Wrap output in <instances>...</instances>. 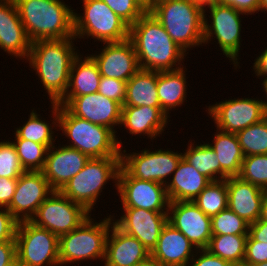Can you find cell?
Masks as SVG:
<instances>
[{
    "label": "cell",
    "mask_w": 267,
    "mask_h": 266,
    "mask_svg": "<svg viewBox=\"0 0 267 266\" xmlns=\"http://www.w3.org/2000/svg\"><path fill=\"white\" fill-rule=\"evenodd\" d=\"M129 39L134 45L140 69L160 72L184 66L186 53L149 11L130 26Z\"/></svg>",
    "instance_id": "cell-1"
},
{
    "label": "cell",
    "mask_w": 267,
    "mask_h": 266,
    "mask_svg": "<svg viewBox=\"0 0 267 266\" xmlns=\"http://www.w3.org/2000/svg\"><path fill=\"white\" fill-rule=\"evenodd\" d=\"M75 40V37L38 40L31 44L26 60L38 74L51 104H57L67 91L72 63L79 54L73 43Z\"/></svg>",
    "instance_id": "cell-2"
},
{
    "label": "cell",
    "mask_w": 267,
    "mask_h": 266,
    "mask_svg": "<svg viewBox=\"0 0 267 266\" xmlns=\"http://www.w3.org/2000/svg\"><path fill=\"white\" fill-rule=\"evenodd\" d=\"M31 42L74 36V10L63 0H14Z\"/></svg>",
    "instance_id": "cell-3"
},
{
    "label": "cell",
    "mask_w": 267,
    "mask_h": 266,
    "mask_svg": "<svg viewBox=\"0 0 267 266\" xmlns=\"http://www.w3.org/2000/svg\"><path fill=\"white\" fill-rule=\"evenodd\" d=\"M148 11L186 54L203 46L204 10L192 0H160Z\"/></svg>",
    "instance_id": "cell-4"
},
{
    "label": "cell",
    "mask_w": 267,
    "mask_h": 266,
    "mask_svg": "<svg viewBox=\"0 0 267 266\" xmlns=\"http://www.w3.org/2000/svg\"><path fill=\"white\" fill-rule=\"evenodd\" d=\"M58 126L69 138L66 146L79 150L89 158L121 157V139L118 140L111 129L76 117L62 105H59Z\"/></svg>",
    "instance_id": "cell-5"
},
{
    "label": "cell",
    "mask_w": 267,
    "mask_h": 266,
    "mask_svg": "<svg viewBox=\"0 0 267 266\" xmlns=\"http://www.w3.org/2000/svg\"><path fill=\"white\" fill-rule=\"evenodd\" d=\"M107 217L98 223L90 216L78 228L59 237L60 266L81 264L89 259L104 261L106 240L113 223V216Z\"/></svg>",
    "instance_id": "cell-6"
},
{
    "label": "cell",
    "mask_w": 267,
    "mask_h": 266,
    "mask_svg": "<svg viewBox=\"0 0 267 266\" xmlns=\"http://www.w3.org/2000/svg\"><path fill=\"white\" fill-rule=\"evenodd\" d=\"M121 157L90 158L84 168L60 190L71 201L93 210L100 193L110 180L117 185ZM108 181V182H107Z\"/></svg>",
    "instance_id": "cell-7"
},
{
    "label": "cell",
    "mask_w": 267,
    "mask_h": 266,
    "mask_svg": "<svg viewBox=\"0 0 267 266\" xmlns=\"http://www.w3.org/2000/svg\"><path fill=\"white\" fill-rule=\"evenodd\" d=\"M84 12L74 10V36L98 42H120L129 38L130 26L102 0H83Z\"/></svg>",
    "instance_id": "cell-8"
},
{
    "label": "cell",
    "mask_w": 267,
    "mask_h": 266,
    "mask_svg": "<svg viewBox=\"0 0 267 266\" xmlns=\"http://www.w3.org/2000/svg\"><path fill=\"white\" fill-rule=\"evenodd\" d=\"M15 240L16 256L22 266H60L59 237L49 230L30 220L20 221Z\"/></svg>",
    "instance_id": "cell-9"
},
{
    "label": "cell",
    "mask_w": 267,
    "mask_h": 266,
    "mask_svg": "<svg viewBox=\"0 0 267 266\" xmlns=\"http://www.w3.org/2000/svg\"><path fill=\"white\" fill-rule=\"evenodd\" d=\"M209 8V18L212 20L209 24L208 18L204 16L203 45L210 43L211 39L216 38L220 50L227 57L234 68L239 66V52L241 45V15H247L231 6L214 4Z\"/></svg>",
    "instance_id": "cell-10"
},
{
    "label": "cell",
    "mask_w": 267,
    "mask_h": 266,
    "mask_svg": "<svg viewBox=\"0 0 267 266\" xmlns=\"http://www.w3.org/2000/svg\"><path fill=\"white\" fill-rule=\"evenodd\" d=\"M91 214L80 204L71 201L60 191H54L30 219L60 237L78 228Z\"/></svg>",
    "instance_id": "cell-11"
},
{
    "label": "cell",
    "mask_w": 267,
    "mask_h": 266,
    "mask_svg": "<svg viewBox=\"0 0 267 266\" xmlns=\"http://www.w3.org/2000/svg\"><path fill=\"white\" fill-rule=\"evenodd\" d=\"M121 166L134 178L144 181H155L166 185L171 174L176 170L182 158V152L171 150L143 149L130 152L121 149ZM169 177V178H167Z\"/></svg>",
    "instance_id": "cell-12"
},
{
    "label": "cell",
    "mask_w": 267,
    "mask_h": 266,
    "mask_svg": "<svg viewBox=\"0 0 267 266\" xmlns=\"http://www.w3.org/2000/svg\"><path fill=\"white\" fill-rule=\"evenodd\" d=\"M216 129L237 133L267 116L262 100L258 98H234L216 102L206 107Z\"/></svg>",
    "instance_id": "cell-13"
},
{
    "label": "cell",
    "mask_w": 267,
    "mask_h": 266,
    "mask_svg": "<svg viewBox=\"0 0 267 266\" xmlns=\"http://www.w3.org/2000/svg\"><path fill=\"white\" fill-rule=\"evenodd\" d=\"M123 208H142L168 212L169 199L165 185L132 177L122 166L115 186Z\"/></svg>",
    "instance_id": "cell-14"
},
{
    "label": "cell",
    "mask_w": 267,
    "mask_h": 266,
    "mask_svg": "<svg viewBox=\"0 0 267 266\" xmlns=\"http://www.w3.org/2000/svg\"><path fill=\"white\" fill-rule=\"evenodd\" d=\"M64 106L72 115L94 124L111 129L115 134L116 128L121 127L122 106L100 93L82 96H64L58 103Z\"/></svg>",
    "instance_id": "cell-15"
},
{
    "label": "cell",
    "mask_w": 267,
    "mask_h": 266,
    "mask_svg": "<svg viewBox=\"0 0 267 266\" xmlns=\"http://www.w3.org/2000/svg\"><path fill=\"white\" fill-rule=\"evenodd\" d=\"M168 223L179 230L196 249H207L212 237L211 218L194 202H169Z\"/></svg>",
    "instance_id": "cell-16"
},
{
    "label": "cell",
    "mask_w": 267,
    "mask_h": 266,
    "mask_svg": "<svg viewBox=\"0 0 267 266\" xmlns=\"http://www.w3.org/2000/svg\"><path fill=\"white\" fill-rule=\"evenodd\" d=\"M53 192L42 171H25L18 178L13 199L7 210L19 222L30 220Z\"/></svg>",
    "instance_id": "cell-17"
},
{
    "label": "cell",
    "mask_w": 267,
    "mask_h": 266,
    "mask_svg": "<svg viewBox=\"0 0 267 266\" xmlns=\"http://www.w3.org/2000/svg\"><path fill=\"white\" fill-rule=\"evenodd\" d=\"M120 219L113 223L126 234L137 238L151 253L163 227L168 222V212H156L142 208H122Z\"/></svg>",
    "instance_id": "cell-18"
},
{
    "label": "cell",
    "mask_w": 267,
    "mask_h": 266,
    "mask_svg": "<svg viewBox=\"0 0 267 266\" xmlns=\"http://www.w3.org/2000/svg\"><path fill=\"white\" fill-rule=\"evenodd\" d=\"M103 48L90 56L97 63L101 76L128 81L140 69L134 45L128 38L120 42L103 43Z\"/></svg>",
    "instance_id": "cell-19"
},
{
    "label": "cell",
    "mask_w": 267,
    "mask_h": 266,
    "mask_svg": "<svg viewBox=\"0 0 267 266\" xmlns=\"http://www.w3.org/2000/svg\"><path fill=\"white\" fill-rule=\"evenodd\" d=\"M89 159L87 155L66 144L62 147L53 145L48 149L42 172L51 188L60 191L84 168Z\"/></svg>",
    "instance_id": "cell-20"
},
{
    "label": "cell",
    "mask_w": 267,
    "mask_h": 266,
    "mask_svg": "<svg viewBox=\"0 0 267 266\" xmlns=\"http://www.w3.org/2000/svg\"><path fill=\"white\" fill-rule=\"evenodd\" d=\"M31 44L15 1H0V49L13 57L26 60Z\"/></svg>",
    "instance_id": "cell-21"
},
{
    "label": "cell",
    "mask_w": 267,
    "mask_h": 266,
    "mask_svg": "<svg viewBox=\"0 0 267 266\" xmlns=\"http://www.w3.org/2000/svg\"><path fill=\"white\" fill-rule=\"evenodd\" d=\"M149 255L151 253L137 238L112 223L106 240L104 266H136Z\"/></svg>",
    "instance_id": "cell-22"
},
{
    "label": "cell",
    "mask_w": 267,
    "mask_h": 266,
    "mask_svg": "<svg viewBox=\"0 0 267 266\" xmlns=\"http://www.w3.org/2000/svg\"><path fill=\"white\" fill-rule=\"evenodd\" d=\"M228 208L248 224L260 218L264 189L240 179L238 176L226 179Z\"/></svg>",
    "instance_id": "cell-23"
},
{
    "label": "cell",
    "mask_w": 267,
    "mask_h": 266,
    "mask_svg": "<svg viewBox=\"0 0 267 266\" xmlns=\"http://www.w3.org/2000/svg\"><path fill=\"white\" fill-rule=\"evenodd\" d=\"M161 107L150 106H122L121 126H124L129 134L145 135L153 141L156 136L164 133L167 123L170 122ZM169 120V121H168Z\"/></svg>",
    "instance_id": "cell-24"
},
{
    "label": "cell",
    "mask_w": 267,
    "mask_h": 266,
    "mask_svg": "<svg viewBox=\"0 0 267 266\" xmlns=\"http://www.w3.org/2000/svg\"><path fill=\"white\" fill-rule=\"evenodd\" d=\"M196 250L179 230L167 222L151 255L163 266H188Z\"/></svg>",
    "instance_id": "cell-25"
},
{
    "label": "cell",
    "mask_w": 267,
    "mask_h": 266,
    "mask_svg": "<svg viewBox=\"0 0 267 266\" xmlns=\"http://www.w3.org/2000/svg\"><path fill=\"white\" fill-rule=\"evenodd\" d=\"M166 187L167 196L172 201H193L211 182L200 174L182 157L171 175Z\"/></svg>",
    "instance_id": "cell-26"
},
{
    "label": "cell",
    "mask_w": 267,
    "mask_h": 266,
    "mask_svg": "<svg viewBox=\"0 0 267 266\" xmlns=\"http://www.w3.org/2000/svg\"><path fill=\"white\" fill-rule=\"evenodd\" d=\"M209 146L214 150L220 162V180L238 176L244 154L239 145L236 133H226L216 130Z\"/></svg>",
    "instance_id": "cell-27"
},
{
    "label": "cell",
    "mask_w": 267,
    "mask_h": 266,
    "mask_svg": "<svg viewBox=\"0 0 267 266\" xmlns=\"http://www.w3.org/2000/svg\"><path fill=\"white\" fill-rule=\"evenodd\" d=\"M185 67V68H184ZM174 71H157V92L162 111L169 116L172 109L184 104L187 94L186 66Z\"/></svg>",
    "instance_id": "cell-28"
},
{
    "label": "cell",
    "mask_w": 267,
    "mask_h": 266,
    "mask_svg": "<svg viewBox=\"0 0 267 266\" xmlns=\"http://www.w3.org/2000/svg\"><path fill=\"white\" fill-rule=\"evenodd\" d=\"M82 54L74 59L65 96H82L98 92L101 74L94 59Z\"/></svg>",
    "instance_id": "cell-29"
},
{
    "label": "cell",
    "mask_w": 267,
    "mask_h": 266,
    "mask_svg": "<svg viewBox=\"0 0 267 266\" xmlns=\"http://www.w3.org/2000/svg\"><path fill=\"white\" fill-rule=\"evenodd\" d=\"M123 106L160 107L157 92V71L139 69L127 81Z\"/></svg>",
    "instance_id": "cell-30"
},
{
    "label": "cell",
    "mask_w": 267,
    "mask_h": 266,
    "mask_svg": "<svg viewBox=\"0 0 267 266\" xmlns=\"http://www.w3.org/2000/svg\"><path fill=\"white\" fill-rule=\"evenodd\" d=\"M52 113L53 116L52 125L46 119L42 120L40 118V114L36 113V110H32L28 121L25 124L19 126V128H15V139H26L29 141H33L35 143H40L43 145H47L49 148L54 145V131L53 129H57L58 121H59V105L56 103H52ZM50 124V125H49ZM54 125V126H53ZM55 127V128H54ZM57 127V128H56Z\"/></svg>",
    "instance_id": "cell-31"
},
{
    "label": "cell",
    "mask_w": 267,
    "mask_h": 266,
    "mask_svg": "<svg viewBox=\"0 0 267 266\" xmlns=\"http://www.w3.org/2000/svg\"><path fill=\"white\" fill-rule=\"evenodd\" d=\"M189 142L186 151L182 153L185 161L210 181L220 180V162L214 150L205 142L198 145Z\"/></svg>",
    "instance_id": "cell-32"
},
{
    "label": "cell",
    "mask_w": 267,
    "mask_h": 266,
    "mask_svg": "<svg viewBox=\"0 0 267 266\" xmlns=\"http://www.w3.org/2000/svg\"><path fill=\"white\" fill-rule=\"evenodd\" d=\"M192 202L208 217L216 216L228 207L226 180L211 181Z\"/></svg>",
    "instance_id": "cell-33"
},
{
    "label": "cell",
    "mask_w": 267,
    "mask_h": 266,
    "mask_svg": "<svg viewBox=\"0 0 267 266\" xmlns=\"http://www.w3.org/2000/svg\"><path fill=\"white\" fill-rule=\"evenodd\" d=\"M248 235H212L207 249L232 263L244 261Z\"/></svg>",
    "instance_id": "cell-34"
},
{
    "label": "cell",
    "mask_w": 267,
    "mask_h": 266,
    "mask_svg": "<svg viewBox=\"0 0 267 266\" xmlns=\"http://www.w3.org/2000/svg\"><path fill=\"white\" fill-rule=\"evenodd\" d=\"M236 135L244 156L267 154V116Z\"/></svg>",
    "instance_id": "cell-35"
},
{
    "label": "cell",
    "mask_w": 267,
    "mask_h": 266,
    "mask_svg": "<svg viewBox=\"0 0 267 266\" xmlns=\"http://www.w3.org/2000/svg\"><path fill=\"white\" fill-rule=\"evenodd\" d=\"M16 140V142H15ZM11 141L25 171H42L49 147L26 139Z\"/></svg>",
    "instance_id": "cell-36"
},
{
    "label": "cell",
    "mask_w": 267,
    "mask_h": 266,
    "mask_svg": "<svg viewBox=\"0 0 267 266\" xmlns=\"http://www.w3.org/2000/svg\"><path fill=\"white\" fill-rule=\"evenodd\" d=\"M212 235H248L249 224L228 207L211 218Z\"/></svg>",
    "instance_id": "cell-37"
},
{
    "label": "cell",
    "mask_w": 267,
    "mask_h": 266,
    "mask_svg": "<svg viewBox=\"0 0 267 266\" xmlns=\"http://www.w3.org/2000/svg\"><path fill=\"white\" fill-rule=\"evenodd\" d=\"M238 177L267 189V154L245 156Z\"/></svg>",
    "instance_id": "cell-38"
},
{
    "label": "cell",
    "mask_w": 267,
    "mask_h": 266,
    "mask_svg": "<svg viewBox=\"0 0 267 266\" xmlns=\"http://www.w3.org/2000/svg\"><path fill=\"white\" fill-rule=\"evenodd\" d=\"M25 172L11 141L0 142V177L18 179Z\"/></svg>",
    "instance_id": "cell-39"
},
{
    "label": "cell",
    "mask_w": 267,
    "mask_h": 266,
    "mask_svg": "<svg viewBox=\"0 0 267 266\" xmlns=\"http://www.w3.org/2000/svg\"><path fill=\"white\" fill-rule=\"evenodd\" d=\"M106 5L124 20L129 26L133 25L148 8L139 0H102Z\"/></svg>",
    "instance_id": "cell-40"
},
{
    "label": "cell",
    "mask_w": 267,
    "mask_h": 266,
    "mask_svg": "<svg viewBox=\"0 0 267 266\" xmlns=\"http://www.w3.org/2000/svg\"><path fill=\"white\" fill-rule=\"evenodd\" d=\"M126 90V81L101 76L98 93L118 102L121 106H123L126 98Z\"/></svg>",
    "instance_id": "cell-41"
},
{
    "label": "cell",
    "mask_w": 267,
    "mask_h": 266,
    "mask_svg": "<svg viewBox=\"0 0 267 266\" xmlns=\"http://www.w3.org/2000/svg\"><path fill=\"white\" fill-rule=\"evenodd\" d=\"M19 221L7 210L0 207V243L16 242V230Z\"/></svg>",
    "instance_id": "cell-42"
},
{
    "label": "cell",
    "mask_w": 267,
    "mask_h": 266,
    "mask_svg": "<svg viewBox=\"0 0 267 266\" xmlns=\"http://www.w3.org/2000/svg\"><path fill=\"white\" fill-rule=\"evenodd\" d=\"M244 261L253 265L267 262V244L265 242L255 241L248 234Z\"/></svg>",
    "instance_id": "cell-43"
},
{
    "label": "cell",
    "mask_w": 267,
    "mask_h": 266,
    "mask_svg": "<svg viewBox=\"0 0 267 266\" xmlns=\"http://www.w3.org/2000/svg\"><path fill=\"white\" fill-rule=\"evenodd\" d=\"M190 263L188 266H231L230 262L212 254L208 249H197Z\"/></svg>",
    "instance_id": "cell-44"
},
{
    "label": "cell",
    "mask_w": 267,
    "mask_h": 266,
    "mask_svg": "<svg viewBox=\"0 0 267 266\" xmlns=\"http://www.w3.org/2000/svg\"><path fill=\"white\" fill-rule=\"evenodd\" d=\"M219 4L231 6L247 15L260 11V0H218Z\"/></svg>",
    "instance_id": "cell-45"
},
{
    "label": "cell",
    "mask_w": 267,
    "mask_h": 266,
    "mask_svg": "<svg viewBox=\"0 0 267 266\" xmlns=\"http://www.w3.org/2000/svg\"><path fill=\"white\" fill-rule=\"evenodd\" d=\"M18 179L0 177V207L7 208L16 190Z\"/></svg>",
    "instance_id": "cell-46"
},
{
    "label": "cell",
    "mask_w": 267,
    "mask_h": 266,
    "mask_svg": "<svg viewBox=\"0 0 267 266\" xmlns=\"http://www.w3.org/2000/svg\"><path fill=\"white\" fill-rule=\"evenodd\" d=\"M16 258V242L0 243V266H7Z\"/></svg>",
    "instance_id": "cell-47"
},
{
    "label": "cell",
    "mask_w": 267,
    "mask_h": 266,
    "mask_svg": "<svg viewBox=\"0 0 267 266\" xmlns=\"http://www.w3.org/2000/svg\"><path fill=\"white\" fill-rule=\"evenodd\" d=\"M248 234L255 240L267 244V221L258 219L249 224Z\"/></svg>",
    "instance_id": "cell-48"
},
{
    "label": "cell",
    "mask_w": 267,
    "mask_h": 266,
    "mask_svg": "<svg viewBox=\"0 0 267 266\" xmlns=\"http://www.w3.org/2000/svg\"><path fill=\"white\" fill-rule=\"evenodd\" d=\"M253 64L254 74H256L257 78L260 76L267 78V47L256 57Z\"/></svg>",
    "instance_id": "cell-49"
},
{
    "label": "cell",
    "mask_w": 267,
    "mask_h": 266,
    "mask_svg": "<svg viewBox=\"0 0 267 266\" xmlns=\"http://www.w3.org/2000/svg\"><path fill=\"white\" fill-rule=\"evenodd\" d=\"M196 5L200 6L204 10V16H206L207 8L206 6H212L218 3V0H192Z\"/></svg>",
    "instance_id": "cell-50"
},
{
    "label": "cell",
    "mask_w": 267,
    "mask_h": 266,
    "mask_svg": "<svg viewBox=\"0 0 267 266\" xmlns=\"http://www.w3.org/2000/svg\"><path fill=\"white\" fill-rule=\"evenodd\" d=\"M136 266H163L159 261H157L152 255H149L146 259L142 260Z\"/></svg>",
    "instance_id": "cell-51"
},
{
    "label": "cell",
    "mask_w": 267,
    "mask_h": 266,
    "mask_svg": "<svg viewBox=\"0 0 267 266\" xmlns=\"http://www.w3.org/2000/svg\"><path fill=\"white\" fill-rule=\"evenodd\" d=\"M260 220L267 221V189H264Z\"/></svg>",
    "instance_id": "cell-52"
},
{
    "label": "cell",
    "mask_w": 267,
    "mask_h": 266,
    "mask_svg": "<svg viewBox=\"0 0 267 266\" xmlns=\"http://www.w3.org/2000/svg\"><path fill=\"white\" fill-rule=\"evenodd\" d=\"M262 87H263V90L262 91H265V99L267 100V78H263L262 79ZM263 102V106H264V109H265V112L267 114V101H262Z\"/></svg>",
    "instance_id": "cell-53"
},
{
    "label": "cell",
    "mask_w": 267,
    "mask_h": 266,
    "mask_svg": "<svg viewBox=\"0 0 267 266\" xmlns=\"http://www.w3.org/2000/svg\"><path fill=\"white\" fill-rule=\"evenodd\" d=\"M260 11H264V13L267 12V0H260Z\"/></svg>",
    "instance_id": "cell-54"
},
{
    "label": "cell",
    "mask_w": 267,
    "mask_h": 266,
    "mask_svg": "<svg viewBox=\"0 0 267 266\" xmlns=\"http://www.w3.org/2000/svg\"><path fill=\"white\" fill-rule=\"evenodd\" d=\"M231 266H254V265L251 263L245 262V261H241V262L232 263Z\"/></svg>",
    "instance_id": "cell-55"
},
{
    "label": "cell",
    "mask_w": 267,
    "mask_h": 266,
    "mask_svg": "<svg viewBox=\"0 0 267 266\" xmlns=\"http://www.w3.org/2000/svg\"><path fill=\"white\" fill-rule=\"evenodd\" d=\"M7 266H22L19 262V260L16 258L12 263H10Z\"/></svg>",
    "instance_id": "cell-56"
},
{
    "label": "cell",
    "mask_w": 267,
    "mask_h": 266,
    "mask_svg": "<svg viewBox=\"0 0 267 266\" xmlns=\"http://www.w3.org/2000/svg\"><path fill=\"white\" fill-rule=\"evenodd\" d=\"M141 1L147 8H149V0H139Z\"/></svg>",
    "instance_id": "cell-57"
},
{
    "label": "cell",
    "mask_w": 267,
    "mask_h": 266,
    "mask_svg": "<svg viewBox=\"0 0 267 266\" xmlns=\"http://www.w3.org/2000/svg\"><path fill=\"white\" fill-rule=\"evenodd\" d=\"M158 1L160 0H149V7H151L153 4H155Z\"/></svg>",
    "instance_id": "cell-58"
},
{
    "label": "cell",
    "mask_w": 267,
    "mask_h": 266,
    "mask_svg": "<svg viewBox=\"0 0 267 266\" xmlns=\"http://www.w3.org/2000/svg\"><path fill=\"white\" fill-rule=\"evenodd\" d=\"M254 266H267V262H263V263H260V264H255Z\"/></svg>",
    "instance_id": "cell-59"
}]
</instances>
